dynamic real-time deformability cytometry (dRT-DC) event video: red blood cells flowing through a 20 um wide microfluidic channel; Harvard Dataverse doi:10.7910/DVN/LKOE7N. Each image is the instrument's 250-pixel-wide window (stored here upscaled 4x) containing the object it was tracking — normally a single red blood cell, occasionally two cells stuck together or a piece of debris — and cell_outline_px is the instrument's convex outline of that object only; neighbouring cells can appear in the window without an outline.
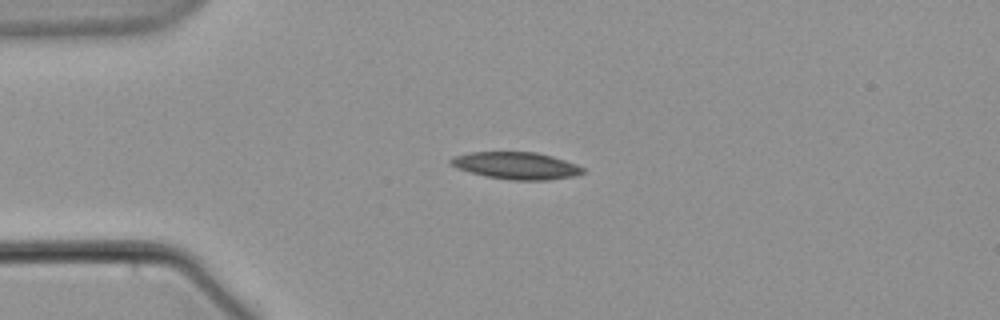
{"species": "common noctule bat (a hibernating species)", "species_latin": "Nyctalus noctula", "temperature_condition": "warm", "stored_images_in_passage": 7, "camera_frame_rate_fps": 3000, "um_per_image_px": 0.085, "animal": {"sex": "male", "body_mass_g": 21.5, "forearm_length_mm": 52.0}, "frame": {"image": 1, "passage_image": 4, "time_ms": 3.667, "image_size_px": [1000, 320], "cell_outline_px": [[584, 172], [572, 176], [548, 180], [512, 180], [488, 176], [456, 168], [448, 160], [452, 156], [472, 152], [536, 152], [552, 156], [576, 164], [584, 168]], "centroid_in_image_um": [43.87, 14.07], "position_along_channel_um": 41.1, "area_um2": 20.63}}
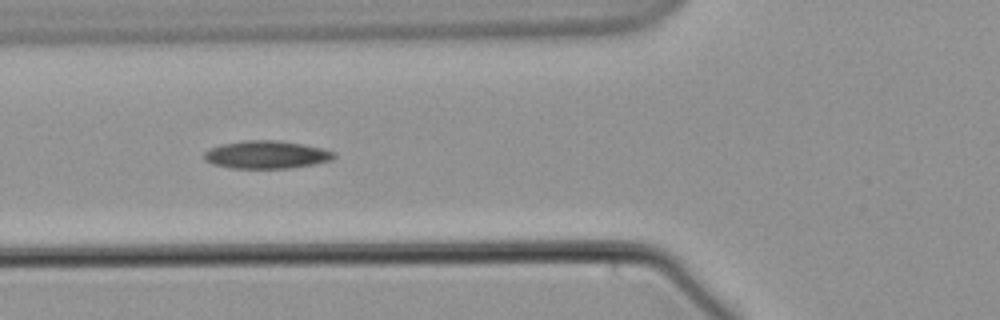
{"frame": {"image": 2, "passage_image": 6, "time_ms": 6.333, "image_size_px": [1000, 320], "cell_outline_px": [[336, 156], [332, 160], [316, 164], [288, 168], [232, 168], [212, 164], [204, 160], [204, 152], [220, 144], [244, 140], [276, 140], [304, 144], [324, 148], [336, 152]], "centroid_in_image_um": [22.68, 13.14], "position_along_channel_um": 103.1, "area_um2": 21.27}}